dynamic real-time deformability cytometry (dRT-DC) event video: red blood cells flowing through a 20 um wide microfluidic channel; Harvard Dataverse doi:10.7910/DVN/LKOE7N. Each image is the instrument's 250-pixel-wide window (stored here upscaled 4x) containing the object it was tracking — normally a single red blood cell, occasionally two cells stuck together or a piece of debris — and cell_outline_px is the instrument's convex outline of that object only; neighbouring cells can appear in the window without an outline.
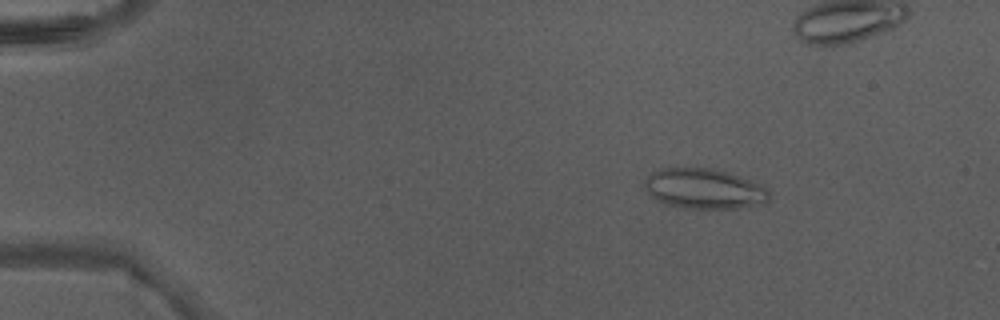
{"species": "Egyptian fruit bat (a non-hibernating species)", "species_latin": "Rousettus aegyptiacus", "temperature_condition": "warm", "stored_images_in_passage": 48, "camera_frame_rate_fps": 3000, "um_per_image_px": 0.085, "animal": {"sex": "male"}, "frame": {"image": 1, "passage_image": 7, "time_ms": 2.0, "image_size_px": [1000, 320], "cell_outline_px": [[768, 200], [764, 204], [736, 208], [684, 208], [664, 204], [656, 200], [644, 188], [644, 180], [652, 172], [660, 168], [712, 168], [728, 172], [760, 184], [768, 188]], "centroid_in_image_um": [59.83, 16.04], "position_along_channel_um": 25.2, "area_um2": 29.25}}
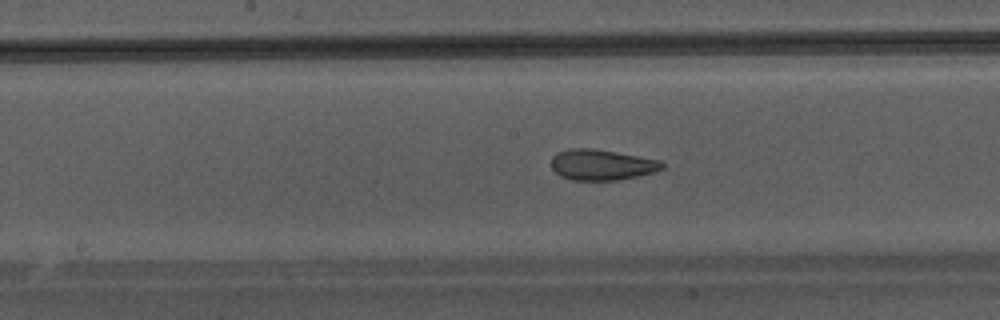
{"frame": {"image": 2, "passage_image": 25, "time_ms": 8.0, "image_size_px": [1000, 320], "cell_outline_px": [[664, 168], [652, 172], [636, 176], [616, 180], [572, 180], [560, 176], [552, 168], [552, 156], [556, 152], [568, 148], [592, 148], [616, 152], [660, 160], [664, 164]], "centroid_in_image_um": [51.11, 13.99], "position_along_channel_um": 197.1, "area_um2": 19.77}}
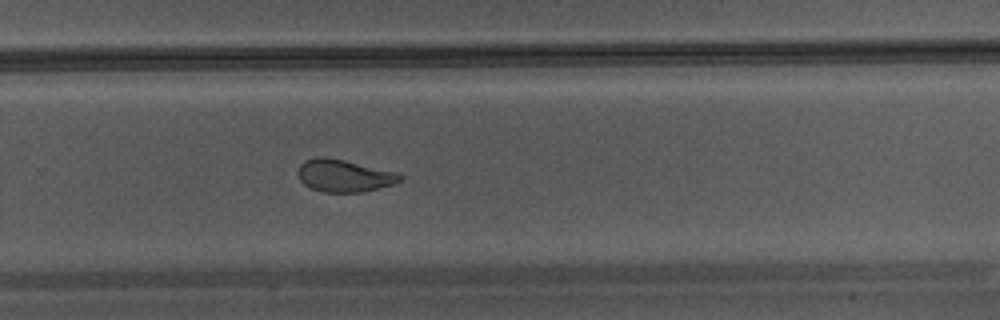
{"frame": {"image": 3, "passage_image": 32, "time_ms": 10.333, "image_size_px": [1000, 320], "cell_outline_px": [[404, 180], [392, 184], [364, 192], [324, 192], [312, 188], [304, 184], [300, 180], [296, 172], [300, 164], [304, 160], [316, 156], [324, 156], [344, 160], [400, 172], [404, 176]], "centroid_in_image_um": [29.27, 14.92], "position_along_channel_um": 300.5, "area_um2": 19.59}}